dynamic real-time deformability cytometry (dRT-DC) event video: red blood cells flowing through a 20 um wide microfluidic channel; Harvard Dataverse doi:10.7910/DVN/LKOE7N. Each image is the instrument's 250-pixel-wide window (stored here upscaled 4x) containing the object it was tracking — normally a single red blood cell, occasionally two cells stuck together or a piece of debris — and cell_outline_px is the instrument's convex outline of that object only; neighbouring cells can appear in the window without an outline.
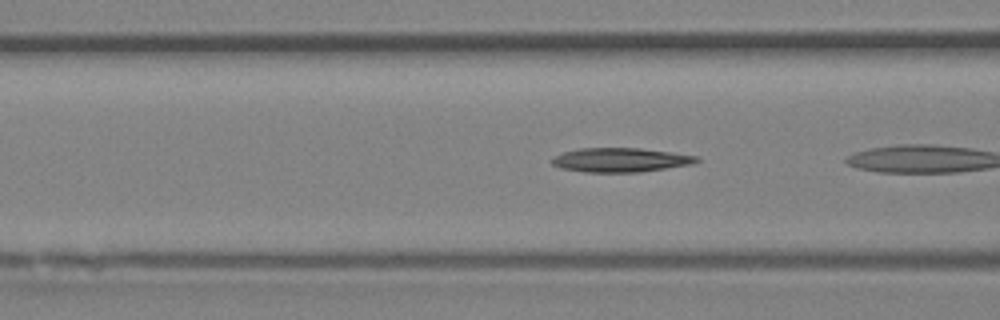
{"species": "Egyptian fruit bat (a non-hibernating species)", "species_latin": "Rousettus aegyptiacus", "temperature_condition": "room temperature", "stored_images_in_passage": 7, "segment_of_instrument_passage": [2, 2], "camera_frame_rate_fps": 3000, "um_per_image_px": 0.085, "animal": {"sex": "female"}, "frame": {"image": 1, "passage_image": 7, "time_ms": 2.0, "image_size_px": [1000, 320], "cell_outline_px": [[700, 160], [692, 164], [640, 172], [584, 172], [560, 168], [552, 164], [552, 160], [556, 156], [564, 152], [580, 148], [640, 148], [672, 152], [696, 156]], "centroid_in_image_um": [52.74, 13.6], "position_along_channel_um": 113.9, "area_um2": 20.23}}